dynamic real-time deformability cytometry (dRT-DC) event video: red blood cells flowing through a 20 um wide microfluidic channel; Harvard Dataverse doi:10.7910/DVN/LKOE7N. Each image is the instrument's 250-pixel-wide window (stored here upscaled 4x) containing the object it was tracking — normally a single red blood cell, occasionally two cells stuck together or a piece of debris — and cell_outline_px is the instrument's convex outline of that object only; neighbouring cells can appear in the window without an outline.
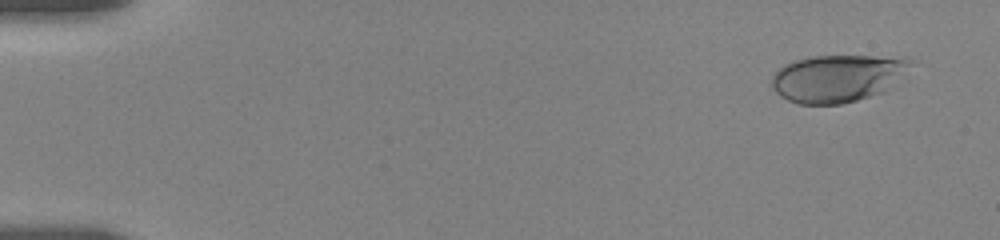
{"species": "human", "species_latin": "Homo sapiens", "temperature_condition": "room temperature", "stored_images_in_passage": 54, "camera_frame_rate_fps": 3000, "um_per_image_px": 0.085, "donor": {"sex": "female"}, "frame": {"image": 1, "passage_image": 2, "time_ms": 0.333, "image_size_px": [1000, 240], "cell_outline_px": [[912, 60], [884, 92], [856, 100], [840, 104], [800, 104], [788, 100], [780, 96], [772, 88], [772, 76], [784, 64], [796, 60], [812, 56], [908, 56]], "centroid_in_image_um": [71.13, 6.64], "position_along_channel_um": 13.9, "area_um2": 37.8}}
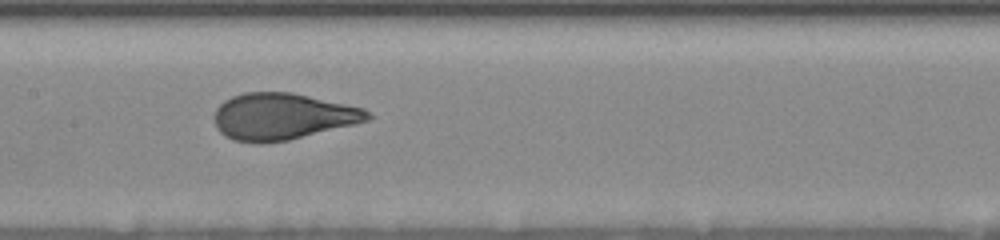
{"frame": {"image": 2, "passage_image": 27, "time_ms": 8.667, "image_size_px": [1000, 240], "cell_outline_px": [[372, 116], [368, 120], [288, 140], [260, 144], [232, 140], [220, 132], [216, 128], [216, 108], [224, 100], [232, 96], [244, 92], [292, 92], [364, 108]], "centroid_in_image_um": [23.97, 9.89], "position_along_channel_um": 183.4, "area_um2": 41.33}}
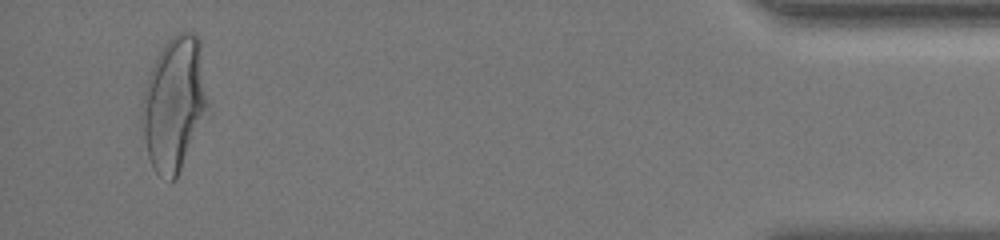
{"frame": {"image": 3, "passage_image": 52, "time_ms": 17.0, "image_size_px": [1000, 240], "cell_outline_px": [[212, 112], [176, 180], [172, 180], [160, 176], [156, 172], [148, 156], [140, 120], [140, 104], [144, 88], [148, 76], [156, 56], [160, 48], [176, 32], [192, 32], [200, 40]], "centroid_in_image_um": [14.87, 8.84], "position_along_channel_um": 420.3, "area_um2": 53.64}, "authors_computed_cell_mechanics": {"area_um2": 41.2981, "velocity_mm_per_s": 3.6344, "shape_relaxation_time_tau1_ms": 4.8074, "shape_relaxation_time_tau2_ms": null, "deformation_change_tau1": 0.1887, "deformation_change_tau2": null}}